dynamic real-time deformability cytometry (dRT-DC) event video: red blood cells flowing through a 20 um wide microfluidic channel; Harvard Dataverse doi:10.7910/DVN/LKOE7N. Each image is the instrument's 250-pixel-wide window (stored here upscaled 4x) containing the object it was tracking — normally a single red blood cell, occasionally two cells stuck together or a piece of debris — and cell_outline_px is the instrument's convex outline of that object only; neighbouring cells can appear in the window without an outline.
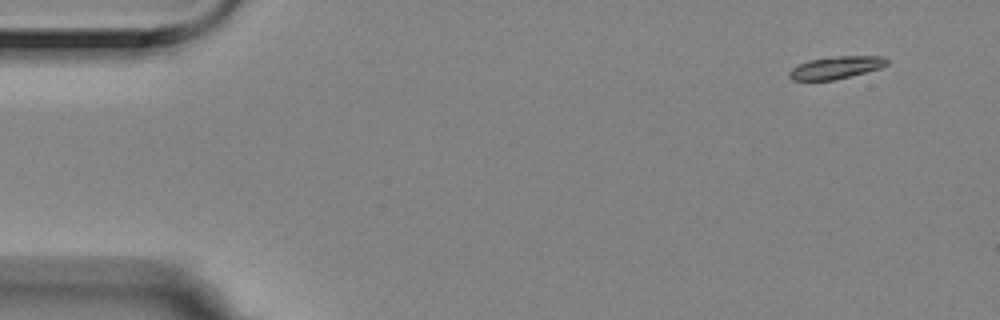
{"species": "Egyptian fruit bat (a non-hibernating species)", "species_latin": "Rousettus aegyptiacus", "temperature_condition": "room temperature", "stored_images_in_passage": 4, "segment_of_instrument_passage": [2, 2], "camera_frame_rate_fps": 3000, "um_per_image_px": 0.085, "animal": {"sex": "female"}, "frame": {"image": 1, "passage_image": 4, "time_ms": 1.0, "image_size_px": [1000, 320], "cell_outline_px": [[888, 64], [880, 68], [832, 80], [792, 80], [788, 76], [788, 72], [792, 68], [808, 60], [840, 56], [884, 56], [888, 60]], "centroid_in_image_um": [71.05, 5.74], "position_along_channel_um": 14.0, "area_um2": 12.54}}